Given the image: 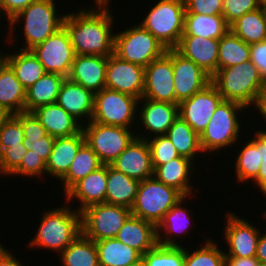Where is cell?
Returning <instances> with one entry per match:
<instances>
[{"mask_svg":"<svg viewBox=\"0 0 266 266\" xmlns=\"http://www.w3.org/2000/svg\"><path fill=\"white\" fill-rule=\"evenodd\" d=\"M109 3H96V8H84L78 13H68L63 27L69 34L76 55L108 57L114 53L113 16ZM112 29V30H111Z\"/></svg>","mask_w":266,"mask_h":266,"instance_id":"cell-1","label":"cell"},{"mask_svg":"<svg viewBox=\"0 0 266 266\" xmlns=\"http://www.w3.org/2000/svg\"><path fill=\"white\" fill-rule=\"evenodd\" d=\"M69 205L45 211L40 226L29 242L30 247L39 246L61 253L81 233V212Z\"/></svg>","mask_w":266,"mask_h":266,"instance_id":"cell-2","label":"cell"},{"mask_svg":"<svg viewBox=\"0 0 266 266\" xmlns=\"http://www.w3.org/2000/svg\"><path fill=\"white\" fill-rule=\"evenodd\" d=\"M211 83L224 100L239 103L245 108L253 104L258 91L264 85L251 60L217 70L211 77Z\"/></svg>","mask_w":266,"mask_h":266,"instance_id":"cell-3","label":"cell"},{"mask_svg":"<svg viewBox=\"0 0 266 266\" xmlns=\"http://www.w3.org/2000/svg\"><path fill=\"white\" fill-rule=\"evenodd\" d=\"M55 5L54 0L33 2L8 23L10 31L15 32V24L24 20L25 47L23 45L20 49L31 50L63 27L65 15L58 16Z\"/></svg>","mask_w":266,"mask_h":266,"instance_id":"cell-4","label":"cell"},{"mask_svg":"<svg viewBox=\"0 0 266 266\" xmlns=\"http://www.w3.org/2000/svg\"><path fill=\"white\" fill-rule=\"evenodd\" d=\"M184 197L176 188L153 176L139 182L131 214L157 227L165 214Z\"/></svg>","mask_w":266,"mask_h":266,"instance_id":"cell-5","label":"cell"},{"mask_svg":"<svg viewBox=\"0 0 266 266\" xmlns=\"http://www.w3.org/2000/svg\"><path fill=\"white\" fill-rule=\"evenodd\" d=\"M184 0H160L140 25L159 40L166 49H174L184 30Z\"/></svg>","mask_w":266,"mask_h":266,"instance_id":"cell-6","label":"cell"},{"mask_svg":"<svg viewBox=\"0 0 266 266\" xmlns=\"http://www.w3.org/2000/svg\"><path fill=\"white\" fill-rule=\"evenodd\" d=\"M245 107L233 101L223 100L216 108L206 129L200 134L202 152H218L219 149L238 143L240 122L237 118L238 111Z\"/></svg>","mask_w":266,"mask_h":266,"instance_id":"cell-7","label":"cell"},{"mask_svg":"<svg viewBox=\"0 0 266 266\" xmlns=\"http://www.w3.org/2000/svg\"><path fill=\"white\" fill-rule=\"evenodd\" d=\"M166 50L165 46L140 24L114 35V54L144 68L161 57Z\"/></svg>","mask_w":266,"mask_h":266,"instance_id":"cell-8","label":"cell"},{"mask_svg":"<svg viewBox=\"0 0 266 266\" xmlns=\"http://www.w3.org/2000/svg\"><path fill=\"white\" fill-rule=\"evenodd\" d=\"M139 99L129 94L104 88L95 93L94 113L91 121L104 124L129 128L135 122L136 112L141 110Z\"/></svg>","mask_w":266,"mask_h":266,"instance_id":"cell-9","label":"cell"},{"mask_svg":"<svg viewBox=\"0 0 266 266\" xmlns=\"http://www.w3.org/2000/svg\"><path fill=\"white\" fill-rule=\"evenodd\" d=\"M131 209L107 203L91 205L81 211V233L93 241L115 238Z\"/></svg>","mask_w":266,"mask_h":266,"instance_id":"cell-10","label":"cell"},{"mask_svg":"<svg viewBox=\"0 0 266 266\" xmlns=\"http://www.w3.org/2000/svg\"><path fill=\"white\" fill-rule=\"evenodd\" d=\"M86 143L96 152L103 165H110L136 137L130 128L104 125L96 122L83 123ZM134 133V134H133Z\"/></svg>","mask_w":266,"mask_h":266,"instance_id":"cell-11","label":"cell"},{"mask_svg":"<svg viewBox=\"0 0 266 266\" xmlns=\"http://www.w3.org/2000/svg\"><path fill=\"white\" fill-rule=\"evenodd\" d=\"M43 65L46 73L68 77L76 56L68 32L61 27L44 42L31 49Z\"/></svg>","mask_w":266,"mask_h":266,"instance_id":"cell-12","label":"cell"},{"mask_svg":"<svg viewBox=\"0 0 266 266\" xmlns=\"http://www.w3.org/2000/svg\"><path fill=\"white\" fill-rule=\"evenodd\" d=\"M172 49L144 68L143 97L154 101L175 103Z\"/></svg>","mask_w":266,"mask_h":266,"instance_id":"cell-13","label":"cell"},{"mask_svg":"<svg viewBox=\"0 0 266 266\" xmlns=\"http://www.w3.org/2000/svg\"><path fill=\"white\" fill-rule=\"evenodd\" d=\"M223 100L216 87L210 83L191 98L179 103V116L200 136Z\"/></svg>","mask_w":266,"mask_h":266,"instance_id":"cell-14","label":"cell"},{"mask_svg":"<svg viewBox=\"0 0 266 266\" xmlns=\"http://www.w3.org/2000/svg\"><path fill=\"white\" fill-rule=\"evenodd\" d=\"M105 87L140 100L144 92V67L111 54L107 57Z\"/></svg>","mask_w":266,"mask_h":266,"instance_id":"cell-15","label":"cell"},{"mask_svg":"<svg viewBox=\"0 0 266 266\" xmlns=\"http://www.w3.org/2000/svg\"><path fill=\"white\" fill-rule=\"evenodd\" d=\"M175 104L191 98L211 83V77L192 60L172 49Z\"/></svg>","mask_w":266,"mask_h":266,"instance_id":"cell-16","label":"cell"},{"mask_svg":"<svg viewBox=\"0 0 266 266\" xmlns=\"http://www.w3.org/2000/svg\"><path fill=\"white\" fill-rule=\"evenodd\" d=\"M226 226L224 239L228 244V252L224 253L225 257H256V249L258 246L259 236L261 231L257 227L249 224L243 218L232 211L226 214Z\"/></svg>","mask_w":266,"mask_h":266,"instance_id":"cell-17","label":"cell"},{"mask_svg":"<svg viewBox=\"0 0 266 266\" xmlns=\"http://www.w3.org/2000/svg\"><path fill=\"white\" fill-rule=\"evenodd\" d=\"M110 165L139 182L154 174L149 144L146 139L138 137Z\"/></svg>","mask_w":266,"mask_h":266,"instance_id":"cell-18","label":"cell"},{"mask_svg":"<svg viewBox=\"0 0 266 266\" xmlns=\"http://www.w3.org/2000/svg\"><path fill=\"white\" fill-rule=\"evenodd\" d=\"M218 48L219 39L182 35L174 49L212 77L217 71Z\"/></svg>","mask_w":266,"mask_h":266,"instance_id":"cell-19","label":"cell"},{"mask_svg":"<svg viewBox=\"0 0 266 266\" xmlns=\"http://www.w3.org/2000/svg\"><path fill=\"white\" fill-rule=\"evenodd\" d=\"M106 68L107 57L76 55L67 78L95 94L105 88Z\"/></svg>","mask_w":266,"mask_h":266,"instance_id":"cell-20","label":"cell"},{"mask_svg":"<svg viewBox=\"0 0 266 266\" xmlns=\"http://www.w3.org/2000/svg\"><path fill=\"white\" fill-rule=\"evenodd\" d=\"M94 100L95 94L93 92L65 78L56 103L81 123L80 120L86 121L88 119V122L91 121L94 113Z\"/></svg>","mask_w":266,"mask_h":266,"instance_id":"cell-21","label":"cell"},{"mask_svg":"<svg viewBox=\"0 0 266 266\" xmlns=\"http://www.w3.org/2000/svg\"><path fill=\"white\" fill-rule=\"evenodd\" d=\"M143 106L140 111L139 122L146 131L155 136L165 135L169 127L179 116V104L154 101L146 98L139 100ZM153 133V134H152ZM156 134V135H155Z\"/></svg>","mask_w":266,"mask_h":266,"instance_id":"cell-22","label":"cell"},{"mask_svg":"<svg viewBox=\"0 0 266 266\" xmlns=\"http://www.w3.org/2000/svg\"><path fill=\"white\" fill-rule=\"evenodd\" d=\"M107 190V165H102L96 171L90 173L79 182H77L66 194V201H72L73 198L79 201L81 212L85 208L105 203Z\"/></svg>","mask_w":266,"mask_h":266,"instance_id":"cell-23","label":"cell"},{"mask_svg":"<svg viewBox=\"0 0 266 266\" xmlns=\"http://www.w3.org/2000/svg\"><path fill=\"white\" fill-rule=\"evenodd\" d=\"M32 113L46 129L47 134L54 138L70 137L82 130V123L66 112L57 103L43 105Z\"/></svg>","mask_w":266,"mask_h":266,"instance_id":"cell-24","label":"cell"},{"mask_svg":"<svg viewBox=\"0 0 266 266\" xmlns=\"http://www.w3.org/2000/svg\"><path fill=\"white\" fill-rule=\"evenodd\" d=\"M115 238L137 250L141 255L158 244L156 226L132 214L125 221Z\"/></svg>","mask_w":266,"mask_h":266,"instance_id":"cell-25","label":"cell"},{"mask_svg":"<svg viewBox=\"0 0 266 266\" xmlns=\"http://www.w3.org/2000/svg\"><path fill=\"white\" fill-rule=\"evenodd\" d=\"M85 142L83 130L70 137L55 138L49 160L46 162V174L61 179Z\"/></svg>","mask_w":266,"mask_h":266,"instance_id":"cell-26","label":"cell"},{"mask_svg":"<svg viewBox=\"0 0 266 266\" xmlns=\"http://www.w3.org/2000/svg\"><path fill=\"white\" fill-rule=\"evenodd\" d=\"M193 161L179 156L162 165H153V176L165 185L176 188L185 197H191L193 186L189 182L193 172ZM192 169V170H191Z\"/></svg>","mask_w":266,"mask_h":266,"instance_id":"cell-27","label":"cell"},{"mask_svg":"<svg viewBox=\"0 0 266 266\" xmlns=\"http://www.w3.org/2000/svg\"><path fill=\"white\" fill-rule=\"evenodd\" d=\"M139 181L107 165V190L105 203L132 208Z\"/></svg>","mask_w":266,"mask_h":266,"instance_id":"cell-28","label":"cell"},{"mask_svg":"<svg viewBox=\"0 0 266 266\" xmlns=\"http://www.w3.org/2000/svg\"><path fill=\"white\" fill-rule=\"evenodd\" d=\"M65 77L56 73H45L39 80L26 89L25 112L56 103L60 87Z\"/></svg>","mask_w":266,"mask_h":266,"instance_id":"cell-29","label":"cell"},{"mask_svg":"<svg viewBox=\"0 0 266 266\" xmlns=\"http://www.w3.org/2000/svg\"><path fill=\"white\" fill-rule=\"evenodd\" d=\"M26 89L8 65L0 75V109L8 115L25 112Z\"/></svg>","mask_w":266,"mask_h":266,"instance_id":"cell-30","label":"cell"},{"mask_svg":"<svg viewBox=\"0 0 266 266\" xmlns=\"http://www.w3.org/2000/svg\"><path fill=\"white\" fill-rule=\"evenodd\" d=\"M229 30L230 25L226 22L223 15L185 13L182 35L220 39Z\"/></svg>","mask_w":266,"mask_h":266,"instance_id":"cell-31","label":"cell"},{"mask_svg":"<svg viewBox=\"0 0 266 266\" xmlns=\"http://www.w3.org/2000/svg\"><path fill=\"white\" fill-rule=\"evenodd\" d=\"M186 197L180 200L175 206H173L164 216L162 221L158 224L157 228V240L158 244L162 246H182L179 245L173 237L179 236L177 234H185L190 225V215L186 208H182L183 202ZM188 226V227H187ZM163 230H162V229ZM162 232L165 234L161 236ZM174 233V234H173ZM167 234V235H166ZM172 235V236H171ZM176 235V236H175ZM172 237V238H171Z\"/></svg>","mask_w":266,"mask_h":266,"instance_id":"cell-32","label":"cell"},{"mask_svg":"<svg viewBox=\"0 0 266 266\" xmlns=\"http://www.w3.org/2000/svg\"><path fill=\"white\" fill-rule=\"evenodd\" d=\"M99 266H127L139 261L142 255L116 238L95 241Z\"/></svg>","mask_w":266,"mask_h":266,"instance_id":"cell-33","label":"cell"},{"mask_svg":"<svg viewBox=\"0 0 266 266\" xmlns=\"http://www.w3.org/2000/svg\"><path fill=\"white\" fill-rule=\"evenodd\" d=\"M230 30L251 45L266 40V15L264 7L245 13L230 25Z\"/></svg>","mask_w":266,"mask_h":266,"instance_id":"cell-34","label":"cell"},{"mask_svg":"<svg viewBox=\"0 0 266 266\" xmlns=\"http://www.w3.org/2000/svg\"><path fill=\"white\" fill-rule=\"evenodd\" d=\"M103 164L96 152L85 142L78 150L67 173L60 179L66 194L77 182L96 171Z\"/></svg>","mask_w":266,"mask_h":266,"instance_id":"cell-35","label":"cell"},{"mask_svg":"<svg viewBox=\"0 0 266 266\" xmlns=\"http://www.w3.org/2000/svg\"><path fill=\"white\" fill-rule=\"evenodd\" d=\"M165 135L170 139L180 156L194 161L193 158L199 152L202 153L200 136L180 116L169 127Z\"/></svg>","mask_w":266,"mask_h":266,"instance_id":"cell-36","label":"cell"},{"mask_svg":"<svg viewBox=\"0 0 266 266\" xmlns=\"http://www.w3.org/2000/svg\"><path fill=\"white\" fill-rule=\"evenodd\" d=\"M9 66L25 89L46 73L43 65L31 50L19 49L17 53L9 54Z\"/></svg>","mask_w":266,"mask_h":266,"instance_id":"cell-37","label":"cell"},{"mask_svg":"<svg viewBox=\"0 0 266 266\" xmlns=\"http://www.w3.org/2000/svg\"><path fill=\"white\" fill-rule=\"evenodd\" d=\"M63 266H99L95 241L82 233L61 252Z\"/></svg>","mask_w":266,"mask_h":266,"instance_id":"cell-38","label":"cell"},{"mask_svg":"<svg viewBox=\"0 0 266 266\" xmlns=\"http://www.w3.org/2000/svg\"><path fill=\"white\" fill-rule=\"evenodd\" d=\"M250 60V45L231 30L219 39L217 70Z\"/></svg>","mask_w":266,"mask_h":266,"instance_id":"cell-39","label":"cell"},{"mask_svg":"<svg viewBox=\"0 0 266 266\" xmlns=\"http://www.w3.org/2000/svg\"><path fill=\"white\" fill-rule=\"evenodd\" d=\"M260 157V130L255 133L254 139L248 141L239 152L236 161V178L239 182L254 180L261 166Z\"/></svg>","mask_w":266,"mask_h":266,"instance_id":"cell-40","label":"cell"},{"mask_svg":"<svg viewBox=\"0 0 266 266\" xmlns=\"http://www.w3.org/2000/svg\"><path fill=\"white\" fill-rule=\"evenodd\" d=\"M185 248L157 244L142 255L145 266H184Z\"/></svg>","mask_w":266,"mask_h":266,"instance_id":"cell-41","label":"cell"},{"mask_svg":"<svg viewBox=\"0 0 266 266\" xmlns=\"http://www.w3.org/2000/svg\"><path fill=\"white\" fill-rule=\"evenodd\" d=\"M187 250L185 249L184 266H225V252L212 240L208 239L203 247L192 253Z\"/></svg>","mask_w":266,"mask_h":266,"instance_id":"cell-42","label":"cell"},{"mask_svg":"<svg viewBox=\"0 0 266 266\" xmlns=\"http://www.w3.org/2000/svg\"><path fill=\"white\" fill-rule=\"evenodd\" d=\"M136 137L147 140L151 151L152 165H162L180 156L166 135L145 138L144 135L136 134Z\"/></svg>","mask_w":266,"mask_h":266,"instance_id":"cell-43","label":"cell"},{"mask_svg":"<svg viewBox=\"0 0 266 266\" xmlns=\"http://www.w3.org/2000/svg\"><path fill=\"white\" fill-rule=\"evenodd\" d=\"M24 141L22 123L14 116L8 115L0 128V154L8 147L19 145Z\"/></svg>","mask_w":266,"mask_h":266,"instance_id":"cell-44","label":"cell"},{"mask_svg":"<svg viewBox=\"0 0 266 266\" xmlns=\"http://www.w3.org/2000/svg\"><path fill=\"white\" fill-rule=\"evenodd\" d=\"M261 7L259 0H223L222 15L226 22L231 25L245 13Z\"/></svg>","mask_w":266,"mask_h":266,"instance_id":"cell-45","label":"cell"},{"mask_svg":"<svg viewBox=\"0 0 266 266\" xmlns=\"http://www.w3.org/2000/svg\"><path fill=\"white\" fill-rule=\"evenodd\" d=\"M28 150L23 143L6 148L0 154V174L10 175L20 166Z\"/></svg>","mask_w":266,"mask_h":266,"instance_id":"cell-46","label":"cell"},{"mask_svg":"<svg viewBox=\"0 0 266 266\" xmlns=\"http://www.w3.org/2000/svg\"><path fill=\"white\" fill-rule=\"evenodd\" d=\"M44 173L46 174V163L44 160L40 156L30 153V150H28L24 155L20 166L11 175L40 177V175Z\"/></svg>","mask_w":266,"mask_h":266,"instance_id":"cell-47","label":"cell"},{"mask_svg":"<svg viewBox=\"0 0 266 266\" xmlns=\"http://www.w3.org/2000/svg\"><path fill=\"white\" fill-rule=\"evenodd\" d=\"M185 13L222 15L223 0H184Z\"/></svg>","mask_w":266,"mask_h":266,"instance_id":"cell-48","label":"cell"},{"mask_svg":"<svg viewBox=\"0 0 266 266\" xmlns=\"http://www.w3.org/2000/svg\"><path fill=\"white\" fill-rule=\"evenodd\" d=\"M14 116L22 123L24 137L41 139L47 135L46 129L32 112H21Z\"/></svg>","mask_w":266,"mask_h":266,"instance_id":"cell-49","label":"cell"},{"mask_svg":"<svg viewBox=\"0 0 266 266\" xmlns=\"http://www.w3.org/2000/svg\"><path fill=\"white\" fill-rule=\"evenodd\" d=\"M54 142L55 138L47 134L41 139H30L29 137H24L23 144L27 150H30V153L40 156L46 163L49 160Z\"/></svg>","mask_w":266,"mask_h":266,"instance_id":"cell-50","label":"cell"},{"mask_svg":"<svg viewBox=\"0 0 266 266\" xmlns=\"http://www.w3.org/2000/svg\"><path fill=\"white\" fill-rule=\"evenodd\" d=\"M250 60L257 67L260 77L266 82V40L250 45Z\"/></svg>","mask_w":266,"mask_h":266,"instance_id":"cell-51","label":"cell"},{"mask_svg":"<svg viewBox=\"0 0 266 266\" xmlns=\"http://www.w3.org/2000/svg\"><path fill=\"white\" fill-rule=\"evenodd\" d=\"M36 1L39 0H0V17L5 13L4 16L7 17L4 18H7L9 23L20 11ZM0 20L2 19L0 18Z\"/></svg>","mask_w":266,"mask_h":266,"instance_id":"cell-52","label":"cell"},{"mask_svg":"<svg viewBox=\"0 0 266 266\" xmlns=\"http://www.w3.org/2000/svg\"><path fill=\"white\" fill-rule=\"evenodd\" d=\"M260 157L262 158L261 166L253 182L257 183V187L266 196V130H260Z\"/></svg>","mask_w":266,"mask_h":266,"instance_id":"cell-53","label":"cell"},{"mask_svg":"<svg viewBox=\"0 0 266 266\" xmlns=\"http://www.w3.org/2000/svg\"><path fill=\"white\" fill-rule=\"evenodd\" d=\"M259 263L256 257H225V266H259Z\"/></svg>","mask_w":266,"mask_h":266,"instance_id":"cell-54","label":"cell"},{"mask_svg":"<svg viewBox=\"0 0 266 266\" xmlns=\"http://www.w3.org/2000/svg\"><path fill=\"white\" fill-rule=\"evenodd\" d=\"M253 104L254 106H256V110L259 109L258 112H260V114L266 121V82H264V85L258 91Z\"/></svg>","mask_w":266,"mask_h":266,"instance_id":"cell-55","label":"cell"},{"mask_svg":"<svg viewBox=\"0 0 266 266\" xmlns=\"http://www.w3.org/2000/svg\"><path fill=\"white\" fill-rule=\"evenodd\" d=\"M7 248L0 254V266H23L18 259L13 257Z\"/></svg>","mask_w":266,"mask_h":266,"instance_id":"cell-56","label":"cell"},{"mask_svg":"<svg viewBox=\"0 0 266 266\" xmlns=\"http://www.w3.org/2000/svg\"><path fill=\"white\" fill-rule=\"evenodd\" d=\"M256 258L259 262L266 263V231L259 236L258 246L256 249Z\"/></svg>","mask_w":266,"mask_h":266,"instance_id":"cell-57","label":"cell"},{"mask_svg":"<svg viewBox=\"0 0 266 266\" xmlns=\"http://www.w3.org/2000/svg\"><path fill=\"white\" fill-rule=\"evenodd\" d=\"M2 52H0V75L5 70V68L9 65V54L4 56L1 55Z\"/></svg>","mask_w":266,"mask_h":266,"instance_id":"cell-58","label":"cell"},{"mask_svg":"<svg viewBox=\"0 0 266 266\" xmlns=\"http://www.w3.org/2000/svg\"><path fill=\"white\" fill-rule=\"evenodd\" d=\"M8 114L0 109V128H1V125H2V122L7 118Z\"/></svg>","mask_w":266,"mask_h":266,"instance_id":"cell-59","label":"cell"},{"mask_svg":"<svg viewBox=\"0 0 266 266\" xmlns=\"http://www.w3.org/2000/svg\"><path fill=\"white\" fill-rule=\"evenodd\" d=\"M127 266H145V264H144V262H143V260L141 258L139 261H137V262H135L133 264H129Z\"/></svg>","mask_w":266,"mask_h":266,"instance_id":"cell-60","label":"cell"},{"mask_svg":"<svg viewBox=\"0 0 266 266\" xmlns=\"http://www.w3.org/2000/svg\"><path fill=\"white\" fill-rule=\"evenodd\" d=\"M110 0H95V3H109Z\"/></svg>","mask_w":266,"mask_h":266,"instance_id":"cell-61","label":"cell"},{"mask_svg":"<svg viewBox=\"0 0 266 266\" xmlns=\"http://www.w3.org/2000/svg\"><path fill=\"white\" fill-rule=\"evenodd\" d=\"M261 6L266 7V0H259Z\"/></svg>","mask_w":266,"mask_h":266,"instance_id":"cell-62","label":"cell"},{"mask_svg":"<svg viewBox=\"0 0 266 266\" xmlns=\"http://www.w3.org/2000/svg\"><path fill=\"white\" fill-rule=\"evenodd\" d=\"M5 250V248L3 247V245L0 244V254Z\"/></svg>","mask_w":266,"mask_h":266,"instance_id":"cell-63","label":"cell"},{"mask_svg":"<svg viewBox=\"0 0 266 266\" xmlns=\"http://www.w3.org/2000/svg\"><path fill=\"white\" fill-rule=\"evenodd\" d=\"M259 266H266V263H264V262H260V263H259Z\"/></svg>","mask_w":266,"mask_h":266,"instance_id":"cell-64","label":"cell"},{"mask_svg":"<svg viewBox=\"0 0 266 266\" xmlns=\"http://www.w3.org/2000/svg\"><path fill=\"white\" fill-rule=\"evenodd\" d=\"M262 216H263V217L265 216V220H266V212H264V214H262Z\"/></svg>","mask_w":266,"mask_h":266,"instance_id":"cell-65","label":"cell"}]
</instances>
